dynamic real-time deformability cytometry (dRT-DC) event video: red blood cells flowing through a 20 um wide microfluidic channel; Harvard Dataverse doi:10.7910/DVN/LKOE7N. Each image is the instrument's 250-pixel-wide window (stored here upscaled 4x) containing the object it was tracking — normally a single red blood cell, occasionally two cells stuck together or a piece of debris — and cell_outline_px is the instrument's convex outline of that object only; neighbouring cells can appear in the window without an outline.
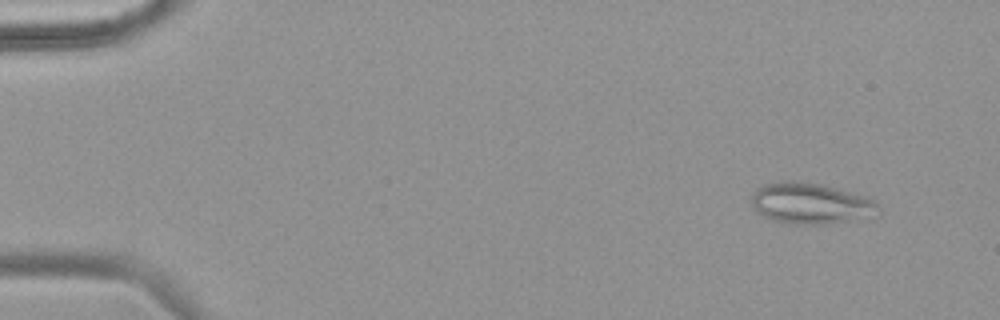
{"species": "common noctule bat (a hibernating species)", "species_latin": "Nyctalus noctula", "temperature_condition": "warm", "stored_images_in_passage": 54, "camera_frame_rate_fps": 3000, "um_per_image_px": 0.085, "animal": {"sex": "female", "body_mass_g": 18.4}, "frame": {"image": 1, "passage_image": 5, "time_ms": 1.333, "image_size_px": [1000, 320], "cell_outline_px": [[876, 208], [844, 220], [824, 224], [796, 224], [772, 220], [764, 216], [752, 204], [752, 196], [756, 188], [764, 184], [784, 180], [800, 180], [824, 184], [868, 196], [876, 204]], "centroid_in_image_um": [68.74, 17.22], "position_along_channel_um": 16.3, "area_um2": 29.25}}
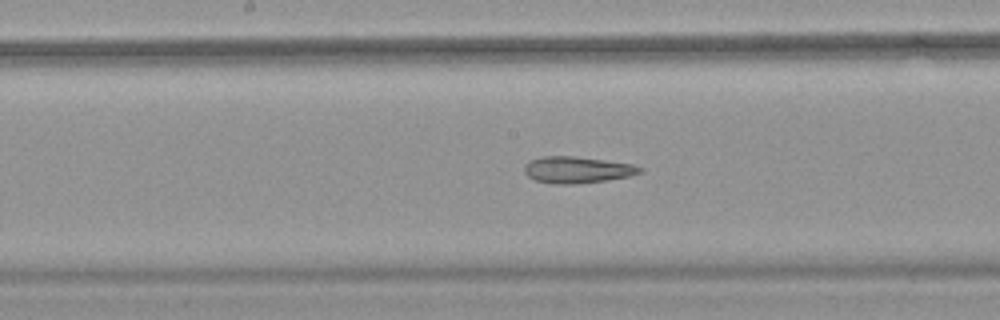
{"frame": {"image": 2, "passage_image": 29, "time_ms": 9.333, "image_size_px": [1000, 320], "cell_outline_px": [[644, 172], [628, 176], [604, 180], [572, 184], [552, 184], [536, 180], [528, 176], [524, 172], [524, 164], [528, 160], [544, 156], [572, 156], [604, 160], [632, 164], [644, 168]], "centroid_in_image_um": [49.03, 14.43], "position_along_channel_um": 199.2, "area_um2": 17.8}}
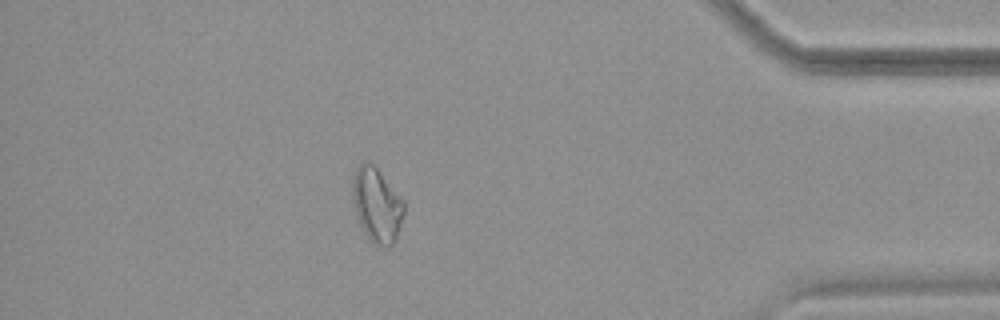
{"frame": {"image": 3, "passage_image": 48, "time_ms": 15.667, "image_size_px": [1000, 320], "cell_outline_px": [[404, 212], [400, 228], [396, 240], [388, 248], [372, 244], [364, 232], [356, 216], [352, 196], [352, 176], [356, 168], [364, 160], [368, 160], [376, 168], [404, 200]], "centroid_in_image_um": [32.02, 17.44], "position_along_channel_um": 403.2, "area_um2": 22.54}, "authors_computed_cell_mechanics": {"area_um2": 21.8195, "velocity_mm_per_s": 3.7935, "shape_relaxation_time_tau1_ms": null, "shape_relaxation_time_tau2_ms": 4.7058, "deformation_change_tau1": null, "deformation_change_tau2": 0.1344}}